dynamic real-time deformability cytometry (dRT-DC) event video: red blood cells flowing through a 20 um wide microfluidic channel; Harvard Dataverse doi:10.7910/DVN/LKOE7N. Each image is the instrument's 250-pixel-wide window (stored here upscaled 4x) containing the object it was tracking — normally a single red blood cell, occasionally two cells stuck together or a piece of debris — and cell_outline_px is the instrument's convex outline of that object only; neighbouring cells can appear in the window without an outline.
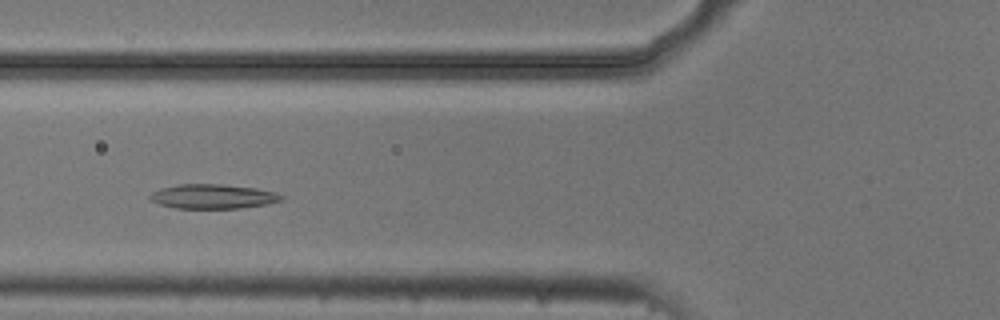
{"species": "common noctule bat (a hibernating species)", "species_latin": "Nyctalus noctula", "temperature_condition": "cold", "stored_images_in_passage": 6, "camera_frame_rate_fps": 3000, "um_per_image_px": 0.085, "animal": {"sex": "male", "body_mass_g": 20.5, "forearm_length_mm": 52.5}, "frame": {"image": 1, "passage_image": 4, "time_ms": 1.0, "image_size_px": [1000, 320], "cell_outline_px": [[284, 200], [268, 204], [240, 208], [176, 208], [160, 204], [152, 200], [148, 196], [152, 192], [160, 188], [180, 184], [220, 184], [256, 188], [276, 192], [284, 196]], "centroid_in_image_um": [18.14, 16.69], "position_along_channel_um": 107.7, "area_um2": 18.73}}
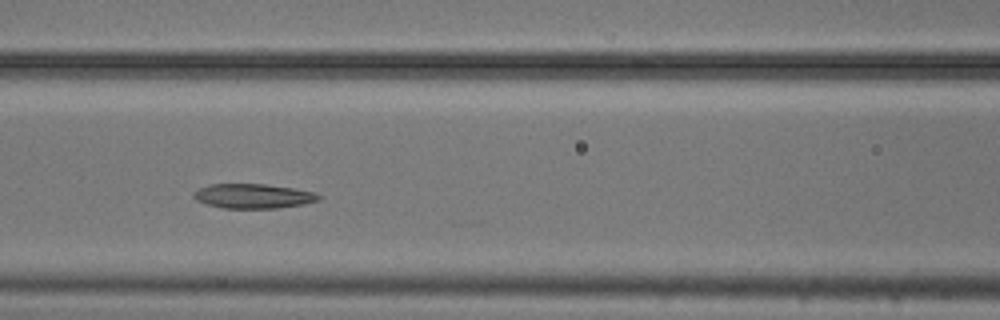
{"frame": {"image": 2, "passage_image": 5, "time_ms": 1.333, "image_size_px": [1000, 320], "cell_outline_px": [[320, 200], [304, 204], [276, 208], [224, 208], [208, 204], [196, 200], [192, 196], [192, 192], [200, 188], [212, 184], [264, 184], [292, 188], [316, 192], [320, 196]], "centroid_in_image_um": [21.53, 16.66], "position_along_channel_um": 145.1, "area_um2": 17.8}}